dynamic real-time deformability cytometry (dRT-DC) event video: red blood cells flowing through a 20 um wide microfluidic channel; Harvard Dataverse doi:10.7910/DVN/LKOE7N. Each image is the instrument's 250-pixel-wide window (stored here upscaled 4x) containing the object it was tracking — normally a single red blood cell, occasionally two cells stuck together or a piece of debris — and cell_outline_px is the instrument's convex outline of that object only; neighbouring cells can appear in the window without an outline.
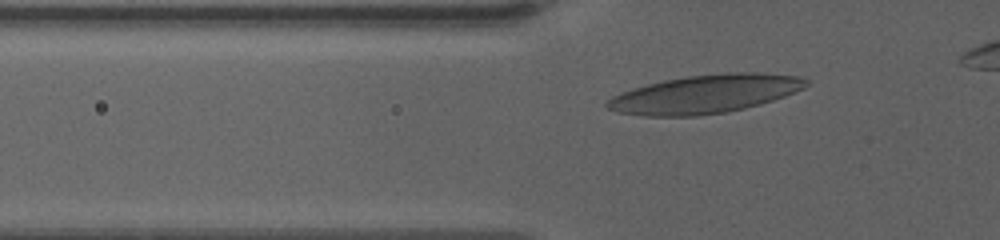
{"species": "human", "species_latin": "Homo sapiens", "temperature_condition": "warm", "stored_images_in_passage": 37, "camera_frame_rate_fps": 3000, "um_per_image_px": 0.085, "donor": {"sex": "female"}, "frame": {"image": 1, "passage_image": 4, "time_ms": 1.0, "image_size_px": [1000, 240], "cell_outline_px": [[812, 84], [804, 88], [784, 96], [760, 104], [744, 108], [724, 112], [696, 116], [644, 116], [616, 112], [608, 108], [604, 104], [612, 96], [620, 92], [632, 88], [664, 80], [688, 76], [728, 72], [760, 72], [796, 76], [808, 80]], "centroid_in_image_um": [59.92, 7.99], "position_along_channel_um": 65.9, "area_um2": 44.51}}
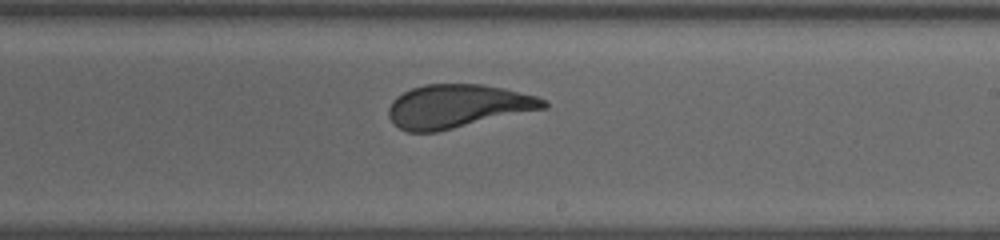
{"frame": {"image": 2, "passage_image": 21, "time_ms": 6.667, "image_size_px": [1000, 240], "cell_outline_px": [[548, 108], [436, 132], [408, 132], [400, 128], [388, 116], [388, 108], [392, 100], [396, 96], [412, 88], [424, 84], [480, 84], [504, 88], [536, 96], [548, 100]], "centroid_in_image_um": [38.92, 9.02], "position_along_channel_um": 250.1, "area_um2": 39.3}}
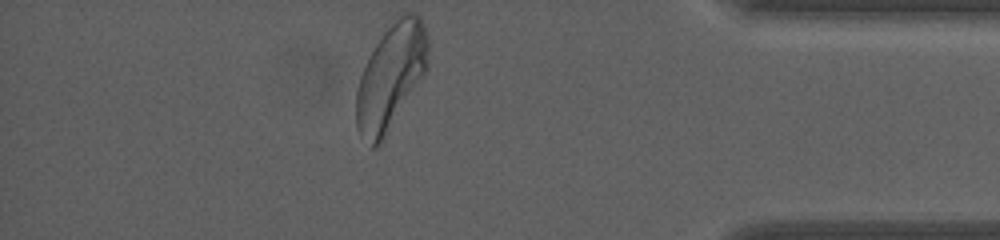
{"frame": {"image": 3, "passage_image": 37, "time_ms": 12.0, "image_size_px": [1000, 240], "cell_outline_px": [[428, 68], [384, 140], [376, 148], [372, 148], [360, 136], [356, 128], [356, 92], [360, 76], [376, 44], [384, 32], [400, 16], [408, 12], [416, 12], [420, 16], [424, 24], [428, 36]], "centroid_in_image_um": [33.23, 6.57], "position_along_channel_um": 402.0, "area_um2": 44.1}, "authors_computed_cell_mechanics": {"area_um2": 39.9976, "velocity_mm_per_s": 3.3574, "shape_relaxation_time_tau1_ms": 4.1787, "shape_relaxation_time_tau2_ms": 0.8952, "deformation_change_tau1": 0.1786, "deformation_change_tau2": 0.0669}}